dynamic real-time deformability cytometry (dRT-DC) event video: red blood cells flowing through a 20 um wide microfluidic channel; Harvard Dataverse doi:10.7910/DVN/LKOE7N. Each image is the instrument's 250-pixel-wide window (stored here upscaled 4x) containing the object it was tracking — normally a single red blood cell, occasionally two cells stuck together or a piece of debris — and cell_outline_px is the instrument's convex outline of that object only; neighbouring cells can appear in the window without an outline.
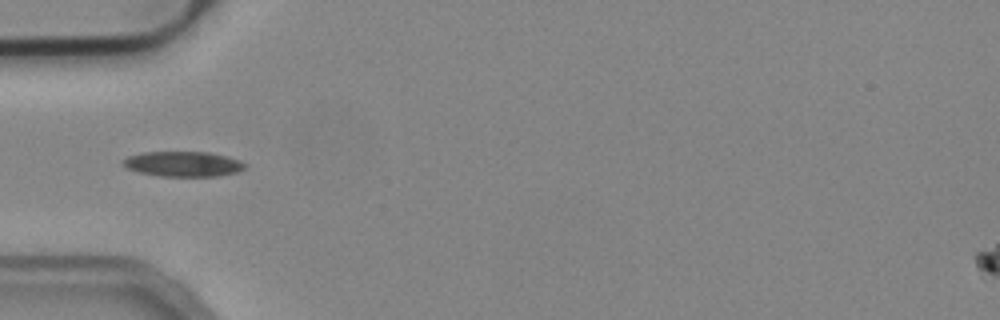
{"species": "common noctule bat (a hibernating species)", "species_latin": "Nyctalus noctula", "temperature_condition": "cold", "stored_images_in_passage": 21, "camera_frame_rate_fps": 3000, "um_per_image_px": 0.085, "animal": {"sex": "male", "body_mass_g": 19.2, "forearm_length_mm": 51.8}, "frame": {"image": 1, "passage_image": 1, "time_ms": 0.0, "image_size_px": [1000, 320], "cell_outline_px": [[248, 164], [244, 168], [236, 172], [216, 176], [160, 176], [140, 172], [128, 168], [120, 164], [120, 160], [128, 156], [144, 152], [208, 152], [228, 156], [240, 160]], "centroid_in_image_um": [15.55, 13.93], "position_along_channel_um": 69.4, "area_um2": 17.92}}